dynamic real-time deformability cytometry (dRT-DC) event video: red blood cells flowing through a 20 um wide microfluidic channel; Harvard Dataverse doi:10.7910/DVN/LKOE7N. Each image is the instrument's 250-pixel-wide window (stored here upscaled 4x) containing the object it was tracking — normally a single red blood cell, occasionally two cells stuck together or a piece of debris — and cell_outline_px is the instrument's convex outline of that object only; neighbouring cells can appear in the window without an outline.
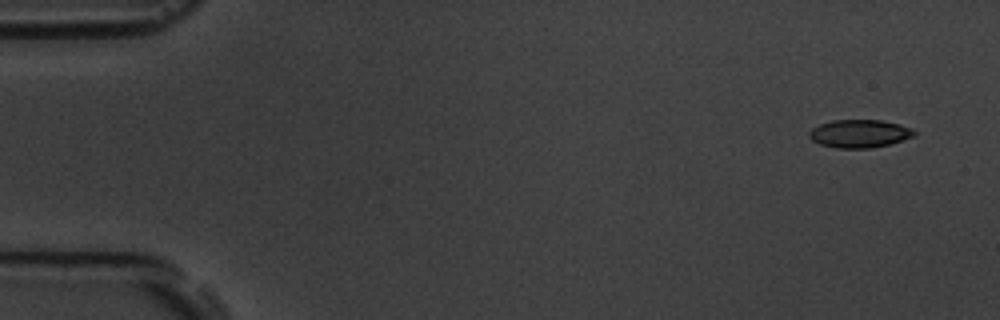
{"species": "common noctule bat (a hibernating species)", "species_latin": "Nyctalus noctula", "temperature_condition": "room temperature", "stored_images_in_passage": 5, "camera_frame_rate_fps": 3000, "um_per_image_px": 0.085, "animal": {"sex": "male", "body_mass_g": 19.5, "forearm_length_mm": 54.6}, "frame": {"image": 1, "passage_image": 1, "time_ms": 0.0, "image_size_px": [1000, 320], "cell_outline_px": [[916, 136], [888, 144], [872, 148], [836, 148], [820, 144], [812, 140], [808, 136], [808, 132], [812, 128], [820, 124], [832, 120], [880, 120], [900, 124], [912, 128], [916, 132]], "centroid_in_image_um": [73.06, 11.35], "position_along_channel_um": 11.9, "area_um2": 17.22}}
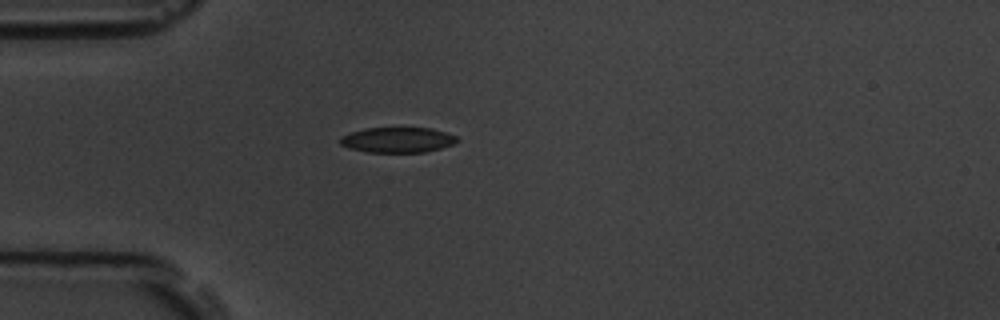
{"frame": {"image": 2, "passage_image": 5, "time_ms": 4.333, "image_size_px": [1000, 320], "cell_outline_px": [[460, 140], [452, 144], [440, 148], [424, 152], [368, 152], [348, 148], [340, 144], [340, 136], [364, 128], [432, 128], [456, 136]], "centroid_in_image_um": [33.77, 11.89], "position_along_channel_um": 51.2, "area_um2": 17.17}}